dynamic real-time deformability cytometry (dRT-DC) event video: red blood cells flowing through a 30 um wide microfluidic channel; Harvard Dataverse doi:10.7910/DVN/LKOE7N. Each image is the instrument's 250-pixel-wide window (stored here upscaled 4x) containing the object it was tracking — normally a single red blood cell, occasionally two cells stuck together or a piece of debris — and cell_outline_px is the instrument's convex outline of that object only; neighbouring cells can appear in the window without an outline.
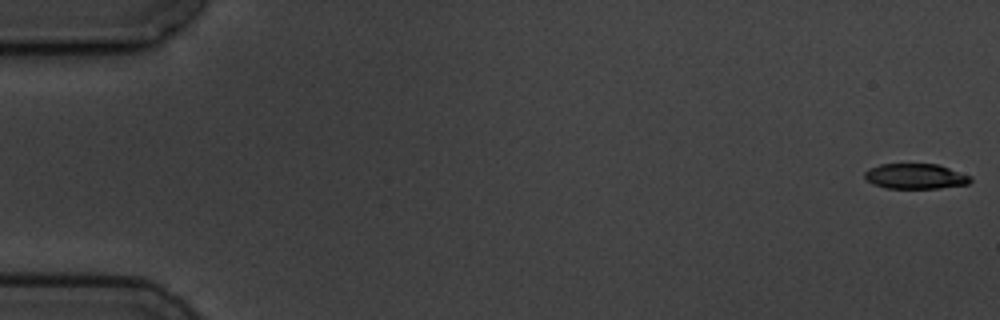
{"species": "common noctule bat (a hibernating species)", "species_latin": "Nyctalus noctula", "temperature_condition": "cold", "stored_images_in_passage": 5, "camera_frame_rate_fps": 3000, "um_per_image_px": 0.085, "animal": {"sex": "male", "body_mass_g": 19.5, "forearm_length_mm": 54.6}, "frame": {"image": 1, "passage_image": 1, "time_ms": 0.0, "image_size_px": [1000, 320], "cell_outline_px": [[972, 180], [968, 184], [940, 188], [888, 188], [872, 184], [864, 176], [864, 172], [868, 168], [880, 164], [936, 164], [972, 176]], "centroid_in_image_um": [77.8, 14.98], "position_along_channel_um": 7.2, "area_um2": 15.55}}